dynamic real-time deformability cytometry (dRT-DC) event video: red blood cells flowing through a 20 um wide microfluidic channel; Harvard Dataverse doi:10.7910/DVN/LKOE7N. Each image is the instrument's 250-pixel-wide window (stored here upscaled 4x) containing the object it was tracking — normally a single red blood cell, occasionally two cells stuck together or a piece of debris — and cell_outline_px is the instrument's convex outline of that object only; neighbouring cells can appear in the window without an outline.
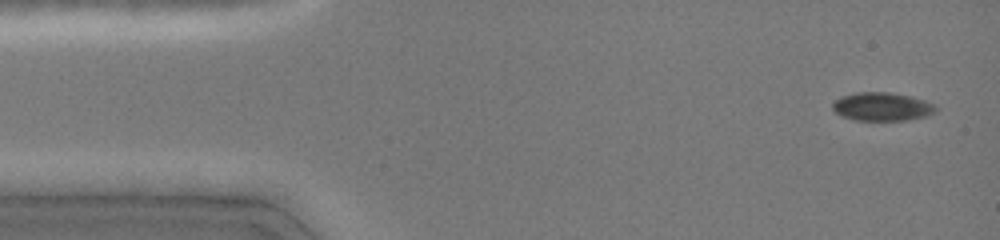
{"species": "common noctule bat (a hibernating species)", "species_latin": "Nyctalus noctula", "temperature_condition": "cold", "stored_images_in_passage": 36, "camera_frame_rate_fps": 3000, "um_per_image_px": 0.085, "animal": {"sex": "female", "body_mass_g": 19.0, "forearm_length_mm": 51.5}, "frame": {"image": 1, "passage_image": 3, "time_ms": 0.333, "image_size_px": [1000, 240], "cell_outline_px": [[936, 112], [928, 116], [908, 120], [852, 120], [840, 116], [832, 108], [832, 104], [840, 96], [856, 92], [888, 92], [912, 96], [924, 100], [932, 104], [936, 108]], "centroid_in_image_um": [74.95, 9.07], "position_along_channel_um": 10.0, "area_um2": 17.22}}
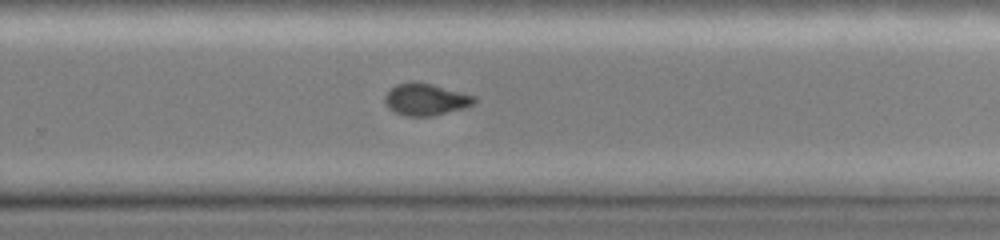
{"frame": {"image": 2, "passage_image": 23, "time_ms": 9.667, "image_size_px": [1000, 240], "cell_outline_px": [[476, 100], [472, 104], [464, 108], [432, 116], [408, 116], [396, 112], [388, 108], [384, 100], [384, 96], [396, 84], [412, 80], [432, 84], [476, 96]], "centroid_in_image_um": [36.17, 8.44], "position_along_channel_um": 293.6, "area_um2": 16.59}}
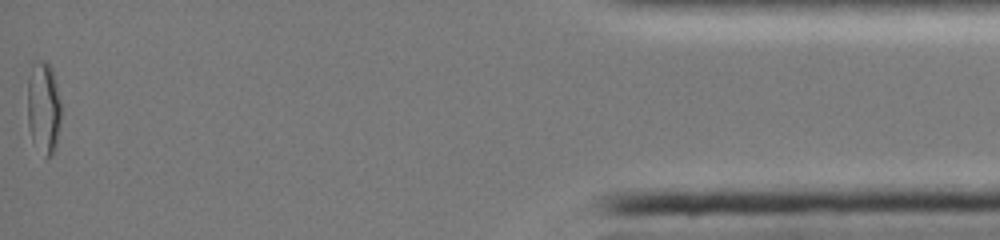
{"frame": {"image": 3, "passage_image": 36, "time_ms": 15.0, "image_size_px": [1000, 240], "cell_outline_px": [[60, 120], [56, 148], [48, 160], [32, 140], [28, 128], [28, 80], [32, 64], [36, 60], [44, 60], [52, 68], [60, 100]], "centroid_in_image_um": [3.7, 9.15], "position_along_channel_um": 431.5, "area_um2": 18.09}}